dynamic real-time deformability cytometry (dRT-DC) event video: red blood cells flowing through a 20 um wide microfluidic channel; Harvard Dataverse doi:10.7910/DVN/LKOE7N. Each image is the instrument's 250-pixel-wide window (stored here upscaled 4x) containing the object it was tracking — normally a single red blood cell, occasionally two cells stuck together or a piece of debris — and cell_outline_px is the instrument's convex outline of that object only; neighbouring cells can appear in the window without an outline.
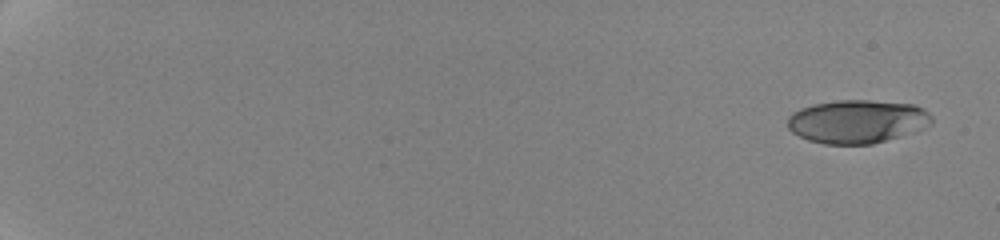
{"species": "human", "species_latin": "Homo sapiens", "temperature_condition": "cold", "stored_images_in_passage": 11, "camera_frame_rate_fps": 3000, "um_per_image_px": 0.085, "donor": {"sex": "female"}, "frame": {"image": 1, "passage_image": 1, "time_ms": 0.0, "image_size_px": [1000, 240], "cell_outline_px": [[932, 124], [872, 144], [824, 144], [808, 140], [792, 132], [788, 128], [788, 116], [792, 112], [800, 108], [816, 104], [836, 100], [868, 100], [912, 104], [924, 108], [932, 116]], "centroid_in_image_um": [72.82, 10.31], "position_along_channel_um": 12.2, "area_um2": 36.07}}
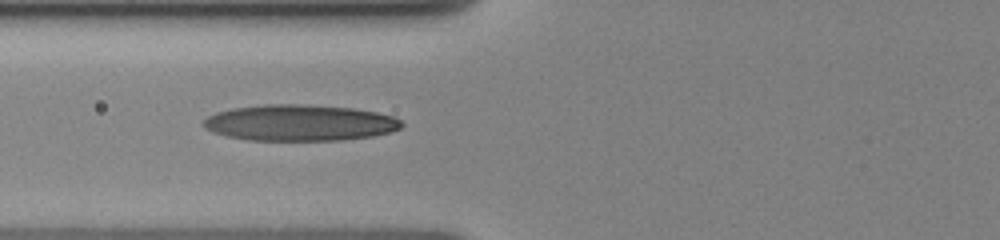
{"frame": {"image": 2, "passage_image": 10, "time_ms": 8.333, "image_size_px": [1000, 240], "cell_outline_px": [[404, 124], [400, 128], [392, 132], [372, 136], [340, 140], [248, 140], [228, 136], [212, 132], [204, 128], [200, 124], [208, 116], [216, 112], [232, 108], [264, 104], [300, 104], [352, 108], [376, 112], [392, 116], [400, 120]], "centroid_in_image_um": [25.45, 10.43], "position_along_channel_um": 100.4, "area_um2": 41.85}}
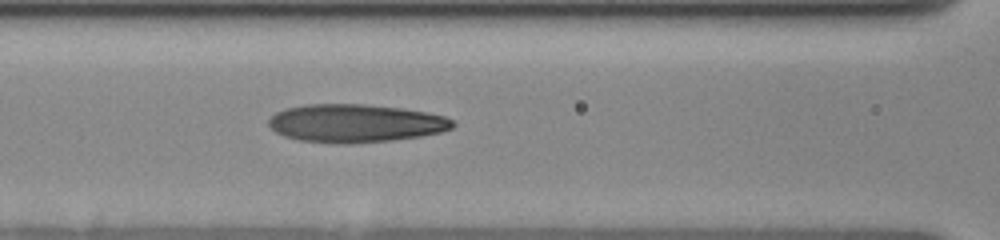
{"frame": {"image": 3, "passage_image": 11, "time_ms": 9.333, "image_size_px": [1000, 240], "cell_outline_px": [[456, 124], [452, 128], [440, 132], [420, 136], [392, 140], [352, 144], [340, 144], [300, 140], [284, 136], [276, 132], [268, 124], [268, 120], [276, 112], [284, 108], [308, 104], [364, 104], [400, 108], [428, 112], [444, 116], [452, 120]], "centroid_in_image_um": [30.2, 10.48], "position_along_channel_um": 136.4, "area_um2": 40.98}}